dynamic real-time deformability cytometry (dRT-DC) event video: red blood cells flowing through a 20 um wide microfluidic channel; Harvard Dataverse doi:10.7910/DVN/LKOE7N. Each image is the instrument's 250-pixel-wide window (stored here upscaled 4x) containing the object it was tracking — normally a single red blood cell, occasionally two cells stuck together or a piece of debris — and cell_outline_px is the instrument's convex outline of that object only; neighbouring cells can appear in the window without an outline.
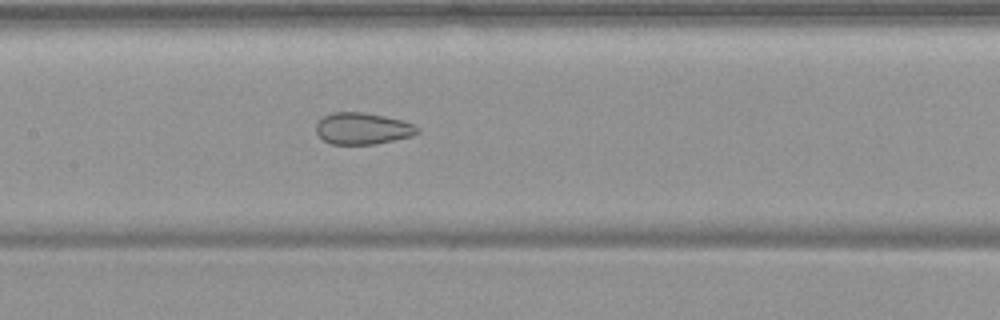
{"species": "common noctule bat (a hibernating species)", "species_latin": "Nyctalus noctula", "temperature_condition": "warm", "stored_images_in_passage": 54, "camera_frame_rate_fps": 3000, "um_per_image_px": 0.085, "animal": {"sex": "female", "body_mass_g": 19.9}, "frame": {"image": 1, "passage_image": 27, "time_ms": 8.667, "image_size_px": [1000, 320], "cell_outline_px": [[420, 132], [412, 136], [372, 144], [332, 144], [324, 140], [316, 132], [316, 124], [324, 116], [332, 112], [364, 112], [384, 116], [400, 120], [412, 124], [420, 128]], "centroid_in_image_um": [30.82, 10.92], "position_along_channel_um": 176.6, "area_um2": 18.5}}
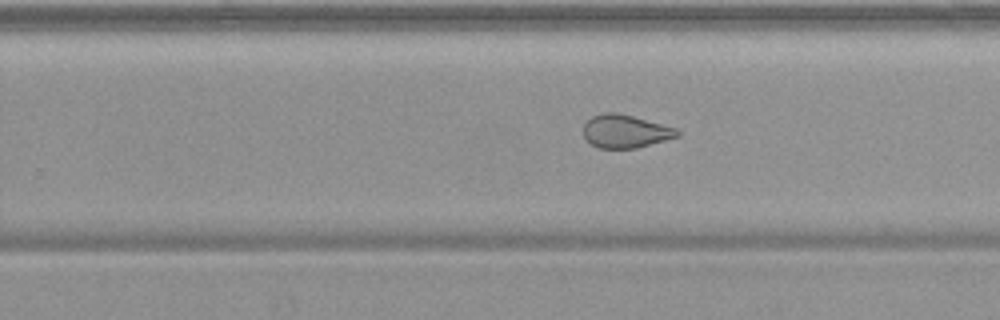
{"frame": {"image": 2, "passage_image": 35, "time_ms": 11.333, "image_size_px": [1000, 320], "cell_outline_px": [[680, 136], [636, 148], [600, 148], [592, 144], [584, 136], [584, 124], [592, 116], [604, 112], [616, 112], [632, 116], [676, 128], [680, 132]], "centroid_in_image_um": [53.16, 11.16], "position_along_channel_um": 276.6, "area_um2": 17.92}}
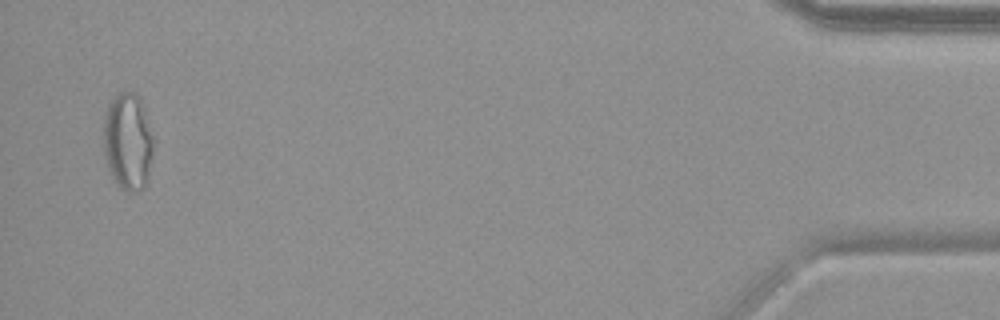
{"frame": {"image": 3, "passage_image": 53, "time_ms": 17.333, "image_size_px": [1000, 320], "cell_outline_px": [[156, 140], [148, 180], [144, 188], [132, 192], [128, 192], [112, 176], [108, 168], [104, 148], [104, 116], [108, 104], [120, 92], [132, 92], [140, 100], [144, 108]], "centroid_in_image_um": [10.92, 12.03], "position_along_channel_um": 424.3, "area_um2": 28.44}, "authors_computed_cell_mechanics": {"area_um2": 24.2471, "velocity_mm_per_s": 3.7767, "shape_relaxation_time_tau1_ms": null, "shape_relaxation_time_tau2_ms": 1.3084, "deformation_change_tau1": null, "deformation_change_tau2": 0.0766}}